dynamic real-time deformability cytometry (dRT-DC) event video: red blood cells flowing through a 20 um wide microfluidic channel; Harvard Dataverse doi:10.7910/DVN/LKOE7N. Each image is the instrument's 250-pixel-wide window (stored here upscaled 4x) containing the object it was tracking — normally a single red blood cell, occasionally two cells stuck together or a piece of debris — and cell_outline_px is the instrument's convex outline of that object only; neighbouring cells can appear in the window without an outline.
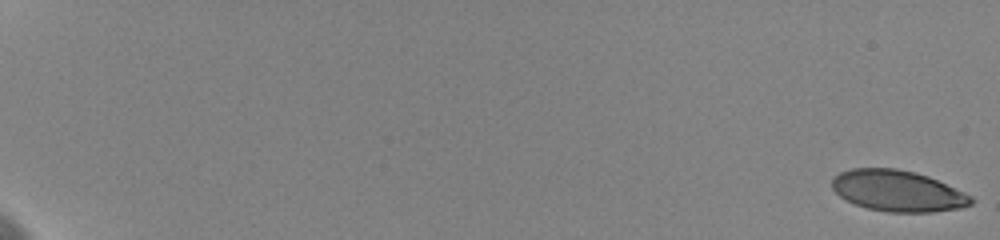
{"species": "human", "species_latin": "Homo sapiens", "temperature_condition": "cold", "stored_images_in_passage": 60, "camera_frame_rate_fps": 3000, "um_per_image_px": 0.085, "donor": {"sex": "female"}, "frame": {"image": 1, "passage_image": 1, "time_ms": 0.0, "image_size_px": [1000, 240], "cell_outline_px": [[976, 200], [972, 204], [960, 208], [932, 212], [888, 212], [868, 208], [856, 204], [840, 196], [832, 188], [832, 176], [840, 172], [852, 168], [896, 168], [928, 176], [964, 192], [972, 196]], "centroid_in_image_um": [76.31, 16.22], "position_along_channel_um": 8.7, "area_um2": 33.23}}
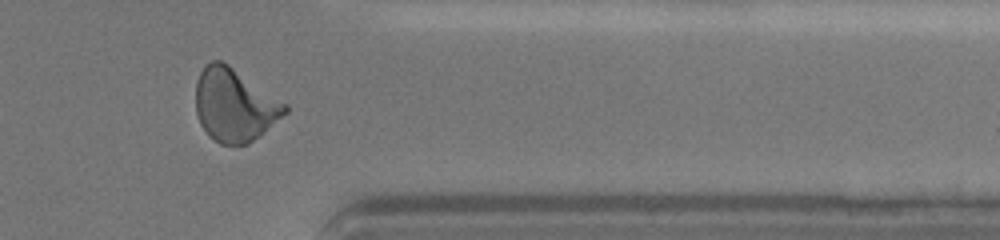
{"frame": {"image": 2, "passage_image": 52, "time_ms": 17.0, "image_size_px": [1000, 240], "cell_outline_px": [[288, 112], [260, 136], [248, 144], [220, 144], [208, 136], [200, 124], [196, 112], [196, 80], [200, 72], [212, 60], [220, 60], [228, 64], [288, 104]], "centroid_in_image_um": [19.94, 8.94], "position_along_channel_um": 391.5, "area_um2": 38.03}}
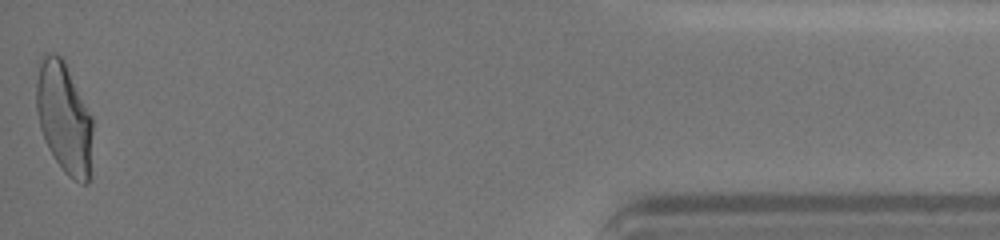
{"frame": {"image": 3, "passage_image": 60, "time_ms": 19.667, "image_size_px": [1000, 240], "cell_outline_px": [[92, 132], [88, 184], [84, 184], [68, 176], [64, 172], [48, 148], [40, 128], [36, 108], [36, 84], [40, 56], [44, 52], [56, 52], [64, 60], [92, 116]], "centroid_in_image_um": [5.42, 9.95], "position_along_channel_um": 429.8, "area_um2": 36.47}, "authors_computed_cell_mechanics": {"area_um2": 35.8071, "velocity_mm_per_s": 3.5942, "shape_relaxation_time_tau1_ms": 4.2541, "shape_relaxation_time_tau2_ms": 1.0084, "deformation_change_tau1": 0.1672, "deformation_change_tau2": 0.0642}}